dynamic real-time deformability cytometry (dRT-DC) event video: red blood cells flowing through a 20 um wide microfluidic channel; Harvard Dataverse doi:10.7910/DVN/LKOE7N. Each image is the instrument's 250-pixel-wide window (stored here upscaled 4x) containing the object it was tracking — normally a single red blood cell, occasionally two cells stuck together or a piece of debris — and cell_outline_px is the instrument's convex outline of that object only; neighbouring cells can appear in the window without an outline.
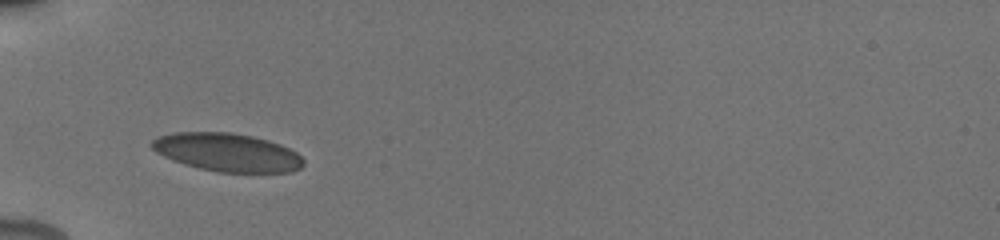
{"species": "human", "species_latin": "Homo sapiens", "temperature_condition": "cold", "stored_images_in_passage": 32, "camera_frame_rate_fps": 3000, "um_per_image_px": 0.085, "donor": {"sex": "male"}, "frame": {"image": 1, "passage_image": 1, "time_ms": 0.0, "image_size_px": [1000, 240], "cell_outline_px": [[304, 164], [300, 168], [292, 172], [216, 172], [184, 164], [172, 160], [156, 152], [148, 144], [156, 136], [172, 132], [232, 132], [252, 136], [268, 140], [280, 144], [296, 152], [304, 160]], "centroid_in_image_um": [19.28, 12.94], "position_along_channel_um": 65.7, "area_um2": 33.99}}
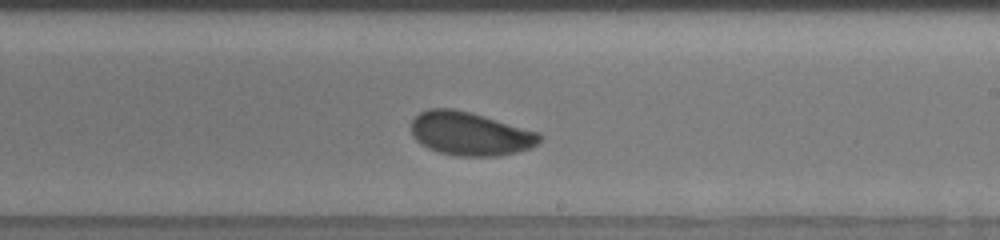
{"frame": {"image": 2, "passage_image": 20, "time_ms": 5.0, "image_size_px": [1000, 240], "cell_outline_px": [[544, 136], [532, 148], [500, 156], [456, 156], [440, 152], [428, 148], [420, 144], [412, 136], [412, 120], [420, 112], [428, 108], [456, 108], [472, 112], [540, 132]], "centroid_in_image_um": [39.98, 11.36], "position_along_channel_um": 249.0, "area_um2": 32.95}}
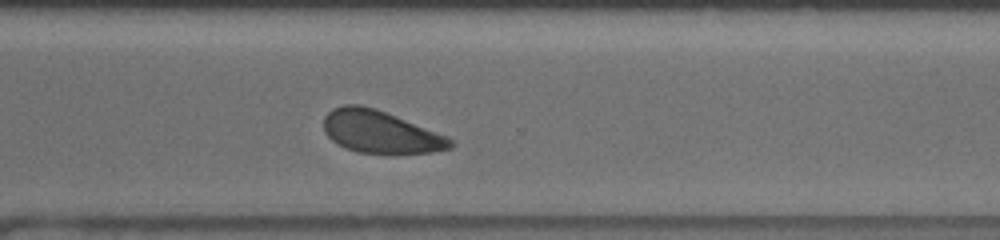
{"frame": {"image": 3, "passage_image": 30, "time_ms": 7.333, "image_size_px": [1000, 240], "cell_outline_px": [[456, 144], [452, 148], [432, 152], [396, 156], [392, 156], [356, 152], [344, 148], [336, 144], [328, 136], [324, 128], [324, 116], [332, 108], [344, 104], [360, 104], [376, 108], [448, 136]], "centroid_in_image_um": [32.36, 11.25], "position_along_channel_um": 338.2, "area_um2": 32.37}}